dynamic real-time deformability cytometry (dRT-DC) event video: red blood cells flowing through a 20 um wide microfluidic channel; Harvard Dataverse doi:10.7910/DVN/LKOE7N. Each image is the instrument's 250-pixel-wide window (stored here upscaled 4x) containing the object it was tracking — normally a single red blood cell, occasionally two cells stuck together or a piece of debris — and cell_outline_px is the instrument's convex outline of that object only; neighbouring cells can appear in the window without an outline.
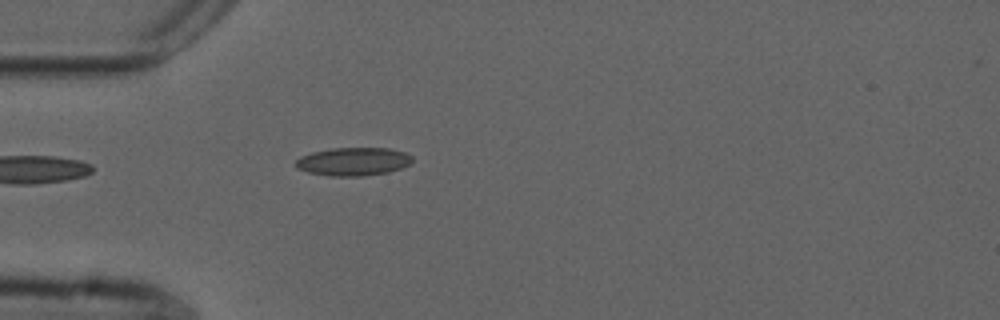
{"species": "common noctule bat (a hibernating species)", "species_latin": "Nyctalus noctula", "temperature_condition": "cold", "stored_images_in_passage": 35, "camera_frame_rate_fps": 3000, "um_per_image_px": 0.085, "animal": {"sex": "male", "forearm_length_mm": 52.5}, "frame": {"image": 1, "passage_image": 1, "time_ms": 0.0, "image_size_px": [1000, 320], "cell_outline_px": [[412, 160], [408, 164], [400, 168], [388, 172], [364, 176], [328, 176], [308, 172], [296, 168], [296, 160], [300, 156], [312, 152], [332, 148], [388, 148], [404, 152], [412, 156]], "centroid_in_image_um": [30.0, 13.73], "position_along_channel_um": 55.0, "area_um2": 19.13}}
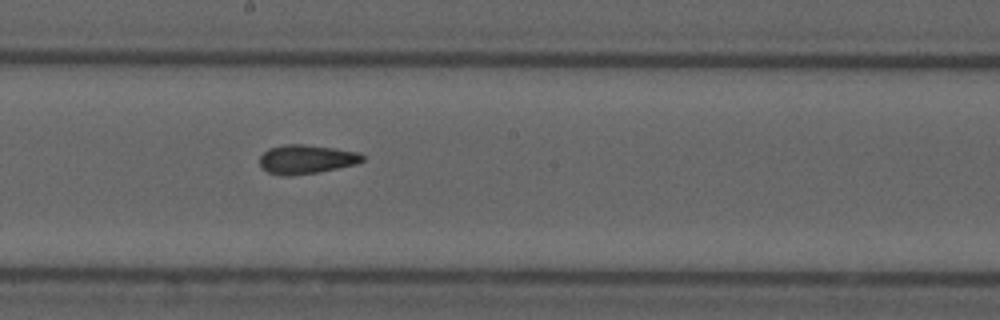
{"frame": {"image": 2, "passage_image": 15, "time_ms": 4.667, "image_size_px": [1000, 320], "cell_outline_px": [[364, 160], [356, 164], [316, 172], [288, 176], [280, 176], [268, 172], [260, 164], [260, 156], [268, 148], [284, 144], [304, 144], [360, 152], [364, 156]], "centroid_in_image_um": [26.02, 13.53], "position_along_channel_um": 222.2, "area_um2": 17.28}}
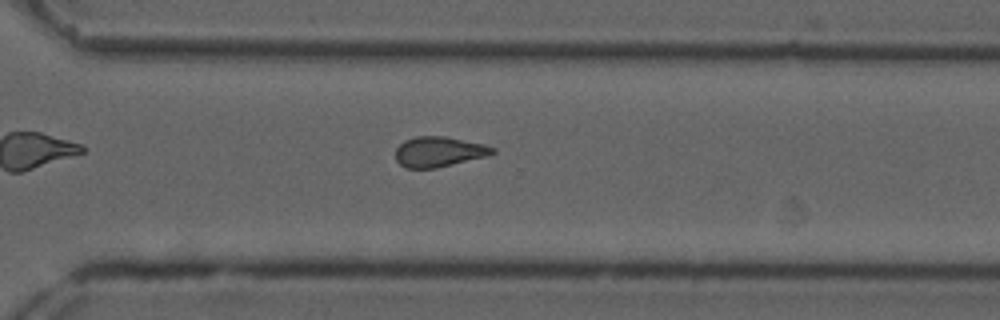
{"frame": {"image": 3, "passage_image": 24, "time_ms": 7.667, "image_size_px": [1000, 320], "cell_outline_px": [[496, 152], [488, 156], [436, 168], [404, 168], [396, 160], [396, 148], [404, 140], [416, 136], [444, 136], [484, 144], [496, 148]], "centroid_in_image_um": [37.31, 12.9], "position_along_channel_um": 333.3, "area_um2": 17.17}, "authors_computed_cell_mechanics": {"area_um2": 17.2822, "velocity_mm_per_s": 3.718, "shape_relaxation_time_tau1_ms": null, "shape_relaxation_time_tau2_ms": 2.6727, "deformation_change_tau1": null, "deformation_change_tau2": 0.11}}